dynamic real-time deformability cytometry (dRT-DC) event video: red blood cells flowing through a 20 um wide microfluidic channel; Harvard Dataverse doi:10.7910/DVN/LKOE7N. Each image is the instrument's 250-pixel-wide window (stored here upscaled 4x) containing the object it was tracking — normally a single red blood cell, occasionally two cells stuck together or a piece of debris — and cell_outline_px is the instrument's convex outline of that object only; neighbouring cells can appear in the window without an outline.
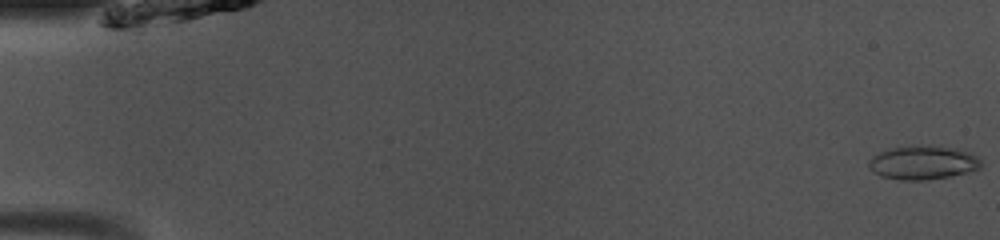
{"species": "common noctule bat (a hibernating species)", "species_latin": "Nyctalus noctula", "temperature_condition": "room temperature", "stored_images_in_passage": 49, "camera_frame_rate_fps": 3000, "um_per_image_px": 0.085, "animal": {"sex": "male", "body_mass_g": 13.0, "forearm_length_mm": 53.1}, "frame": {"image": 1, "passage_image": 1, "time_ms": 0.0, "image_size_px": [1000, 240], "cell_outline_px": [[980, 168], [968, 172], [948, 176], [924, 180], [900, 180], [880, 176], [872, 172], [868, 168], [868, 160], [872, 156], [880, 152], [892, 148], [956, 148], [972, 152], [980, 160]], "centroid_in_image_um": [78.42, 13.87], "position_along_channel_um": 6.6, "area_um2": 21.39}}
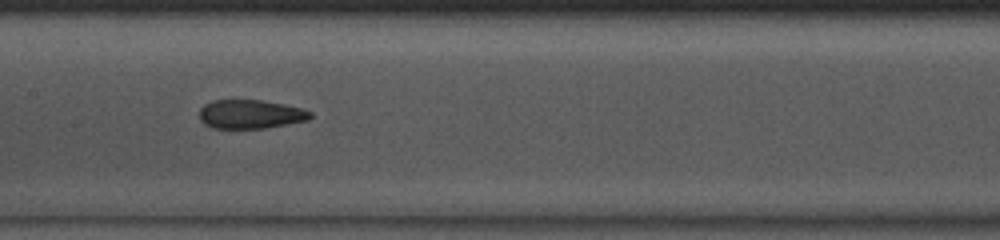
{"frame": {"image": 2, "passage_image": 25, "time_ms": 8.0, "image_size_px": [1000, 240], "cell_outline_px": [[312, 116], [308, 120], [264, 128], [212, 128], [204, 124], [200, 120], [200, 108], [204, 104], [212, 100], [260, 100], [300, 108], [312, 112]], "centroid_in_image_um": [21.25, 9.71], "position_along_channel_um": 186.2, "area_um2": 18.5}}
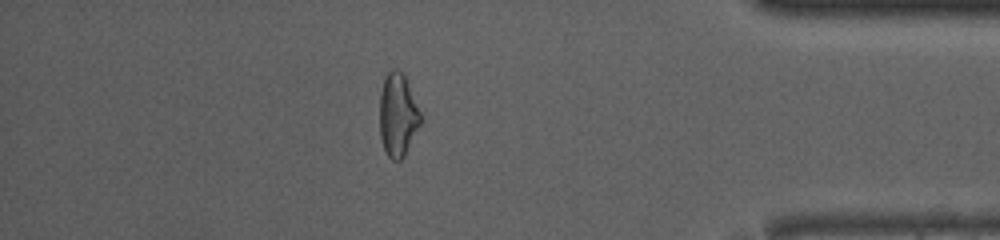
{"frame": {"image": 3, "passage_image": 43, "time_ms": 14.0, "image_size_px": [1000, 240], "cell_outline_px": [[420, 124], [404, 156], [400, 160], [392, 160], [388, 156], [384, 148], [380, 136], [380, 92], [384, 80], [388, 72], [392, 68], [396, 68], [404, 76], [420, 112]], "centroid_in_image_um": [33.79, 9.79], "position_along_channel_um": 401.4, "area_um2": 19.36}, "authors_computed_cell_mechanics": {"area_um2": 20.1722, "velocity_mm_per_s": 4.1093, "shape_relaxation_time_tau1_ms": null, "shape_relaxation_time_tau2_ms": 1.1279, "deformation_change_tau1": null, "deformation_change_tau2": 0.0678}}